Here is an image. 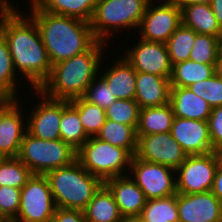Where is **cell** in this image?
<instances>
[{"mask_svg": "<svg viewBox=\"0 0 222 222\" xmlns=\"http://www.w3.org/2000/svg\"><path fill=\"white\" fill-rule=\"evenodd\" d=\"M16 8L13 4L1 16L0 32L8 43L16 73L22 74L32 89H39L49 77L52 65L36 23Z\"/></svg>", "mask_w": 222, "mask_h": 222, "instance_id": "cell-1", "label": "cell"}, {"mask_svg": "<svg viewBox=\"0 0 222 222\" xmlns=\"http://www.w3.org/2000/svg\"><path fill=\"white\" fill-rule=\"evenodd\" d=\"M28 13L36 23L51 65L87 51L97 40L89 22L44 11L30 0Z\"/></svg>", "mask_w": 222, "mask_h": 222, "instance_id": "cell-2", "label": "cell"}, {"mask_svg": "<svg viewBox=\"0 0 222 222\" xmlns=\"http://www.w3.org/2000/svg\"><path fill=\"white\" fill-rule=\"evenodd\" d=\"M96 41L87 51L51 66L47 80L38 89L52 99L72 100L83 97L91 82L99 75L105 45Z\"/></svg>", "mask_w": 222, "mask_h": 222, "instance_id": "cell-3", "label": "cell"}, {"mask_svg": "<svg viewBox=\"0 0 222 222\" xmlns=\"http://www.w3.org/2000/svg\"><path fill=\"white\" fill-rule=\"evenodd\" d=\"M56 207L84 210L94 194L104 184L91 175L75 160L69 166L57 168L45 174Z\"/></svg>", "mask_w": 222, "mask_h": 222, "instance_id": "cell-4", "label": "cell"}, {"mask_svg": "<svg viewBox=\"0 0 222 222\" xmlns=\"http://www.w3.org/2000/svg\"><path fill=\"white\" fill-rule=\"evenodd\" d=\"M150 1L98 0L89 22L95 39L107 43L119 31L137 30Z\"/></svg>", "mask_w": 222, "mask_h": 222, "instance_id": "cell-5", "label": "cell"}, {"mask_svg": "<svg viewBox=\"0 0 222 222\" xmlns=\"http://www.w3.org/2000/svg\"><path fill=\"white\" fill-rule=\"evenodd\" d=\"M132 157L126 149L96 137H89L76 153V160L81 166L103 182L113 177L127 175Z\"/></svg>", "mask_w": 222, "mask_h": 222, "instance_id": "cell-6", "label": "cell"}, {"mask_svg": "<svg viewBox=\"0 0 222 222\" xmlns=\"http://www.w3.org/2000/svg\"><path fill=\"white\" fill-rule=\"evenodd\" d=\"M77 151L63 140H43L25 132L18 158L32 174L45 175L51 170L69 166Z\"/></svg>", "mask_w": 222, "mask_h": 222, "instance_id": "cell-7", "label": "cell"}, {"mask_svg": "<svg viewBox=\"0 0 222 222\" xmlns=\"http://www.w3.org/2000/svg\"><path fill=\"white\" fill-rule=\"evenodd\" d=\"M220 162L217 151L203 155H187L175 170L177 193L193 194L211 191Z\"/></svg>", "mask_w": 222, "mask_h": 222, "instance_id": "cell-8", "label": "cell"}, {"mask_svg": "<svg viewBox=\"0 0 222 222\" xmlns=\"http://www.w3.org/2000/svg\"><path fill=\"white\" fill-rule=\"evenodd\" d=\"M56 205L45 175L32 174L21 188L20 209L13 222H49Z\"/></svg>", "mask_w": 222, "mask_h": 222, "instance_id": "cell-9", "label": "cell"}, {"mask_svg": "<svg viewBox=\"0 0 222 222\" xmlns=\"http://www.w3.org/2000/svg\"><path fill=\"white\" fill-rule=\"evenodd\" d=\"M153 3H148L137 31L145 41L166 43L182 23L181 7L173 0H160L156 6Z\"/></svg>", "mask_w": 222, "mask_h": 222, "instance_id": "cell-10", "label": "cell"}, {"mask_svg": "<svg viewBox=\"0 0 222 222\" xmlns=\"http://www.w3.org/2000/svg\"><path fill=\"white\" fill-rule=\"evenodd\" d=\"M147 200L177 193L176 173L171 167L132 157L129 173ZM132 175V176H131Z\"/></svg>", "mask_w": 222, "mask_h": 222, "instance_id": "cell-11", "label": "cell"}, {"mask_svg": "<svg viewBox=\"0 0 222 222\" xmlns=\"http://www.w3.org/2000/svg\"><path fill=\"white\" fill-rule=\"evenodd\" d=\"M135 156L143 161L162 164L177 169L187 154L173 138L170 131L150 135H137Z\"/></svg>", "mask_w": 222, "mask_h": 222, "instance_id": "cell-12", "label": "cell"}, {"mask_svg": "<svg viewBox=\"0 0 222 222\" xmlns=\"http://www.w3.org/2000/svg\"><path fill=\"white\" fill-rule=\"evenodd\" d=\"M138 39L137 44H134V47L127 48L122 56L138 72L155 74L170 79L172 64L166 44Z\"/></svg>", "mask_w": 222, "mask_h": 222, "instance_id": "cell-13", "label": "cell"}, {"mask_svg": "<svg viewBox=\"0 0 222 222\" xmlns=\"http://www.w3.org/2000/svg\"><path fill=\"white\" fill-rule=\"evenodd\" d=\"M30 90L32 94L35 91L34 94L40 97L38 98L40 102L33 105L29 117L26 118L27 132L43 140L60 139L61 100L49 98L38 89L30 88Z\"/></svg>", "mask_w": 222, "mask_h": 222, "instance_id": "cell-14", "label": "cell"}, {"mask_svg": "<svg viewBox=\"0 0 222 222\" xmlns=\"http://www.w3.org/2000/svg\"><path fill=\"white\" fill-rule=\"evenodd\" d=\"M179 222H221L222 202L211 192L177 193Z\"/></svg>", "mask_w": 222, "mask_h": 222, "instance_id": "cell-15", "label": "cell"}, {"mask_svg": "<svg viewBox=\"0 0 222 222\" xmlns=\"http://www.w3.org/2000/svg\"><path fill=\"white\" fill-rule=\"evenodd\" d=\"M19 100H8L0 109V152L4 157H17L26 130V118Z\"/></svg>", "mask_w": 222, "mask_h": 222, "instance_id": "cell-16", "label": "cell"}, {"mask_svg": "<svg viewBox=\"0 0 222 222\" xmlns=\"http://www.w3.org/2000/svg\"><path fill=\"white\" fill-rule=\"evenodd\" d=\"M170 133L187 155H203L215 151L207 121L174 117Z\"/></svg>", "mask_w": 222, "mask_h": 222, "instance_id": "cell-17", "label": "cell"}, {"mask_svg": "<svg viewBox=\"0 0 222 222\" xmlns=\"http://www.w3.org/2000/svg\"><path fill=\"white\" fill-rule=\"evenodd\" d=\"M104 185L112 193L123 218L140 216L147 199L129 174L107 179Z\"/></svg>", "mask_w": 222, "mask_h": 222, "instance_id": "cell-18", "label": "cell"}, {"mask_svg": "<svg viewBox=\"0 0 222 222\" xmlns=\"http://www.w3.org/2000/svg\"><path fill=\"white\" fill-rule=\"evenodd\" d=\"M135 101L140 109L170 103V79L136 71Z\"/></svg>", "mask_w": 222, "mask_h": 222, "instance_id": "cell-19", "label": "cell"}, {"mask_svg": "<svg viewBox=\"0 0 222 222\" xmlns=\"http://www.w3.org/2000/svg\"><path fill=\"white\" fill-rule=\"evenodd\" d=\"M107 67L106 71H100V76L106 81L111 92L117 99L135 100L136 94V70L121 55Z\"/></svg>", "mask_w": 222, "mask_h": 222, "instance_id": "cell-20", "label": "cell"}, {"mask_svg": "<svg viewBox=\"0 0 222 222\" xmlns=\"http://www.w3.org/2000/svg\"><path fill=\"white\" fill-rule=\"evenodd\" d=\"M170 104L179 118L207 121L212 112L209 103L188 87H171Z\"/></svg>", "mask_w": 222, "mask_h": 222, "instance_id": "cell-21", "label": "cell"}, {"mask_svg": "<svg viewBox=\"0 0 222 222\" xmlns=\"http://www.w3.org/2000/svg\"><path fill=\"white\" fill-rule=\"evenodd\" d=\"M182 24L197 34L219 37L221 28L210 4H190L181 8Z\"/></svg>", "mask_w": 222, "mask_h": 222, "instance_id": "cell-22", "label": "cell"}, {"mask_svg": "<svg viewBox=\"0 0 222 222\" xmlns=\"http://www.w3.org/2000/svg\"><path fill=\"white\" fill-rule=\"evenodd\" d=\"M83 211L86 222H121L123 220L112 193L104 184Z\"/></svg>", "mask_w": 222, "mask_h": 222, "instance_id": "cell-23", "label": "cell"}, {"mask_svg": "<svg viewBox=\"0 0 222 222\" xmlns=\"http://www.w3.org/2000/svg\"><path fill=\"white\" fill-rule=\"evenodd\" d=\"M174 112L170 103L140 109L137 135L166 133L171 130Z\"/></svg>", "mask_w": 222, "mask_h": 222, "instance_id": "cell-24", "label": "cell"}, {"mask_svg": "<svg viewBox=\"0 0 222 222\" xmlns=\"http://www.w3.org/2000/svg\"><path fill=\"white\" fill-rule=\"evenodd\" d=\"M44 11L90 22L98 0H34Z\"/></svg>", "mask_w": 222, "mask_h": 222, "instance_id": "cell-25", "label": "cell"}, {"mask_svg": "<svg viewBox=\"0 0 222 222\" xmlns=\"http://www.w3.org/2000/svg\"><path fill=\"white\" fill-rule=\"evenodd\" d=\"M60 139L76 151L89 138L80 121L79 113L69 104L61 100Z\"/></svg>", "mask_w": 222, "mask_h": 222, "instance_id": "cell-26", "label": "cell"}, {"mask_svg": "<svg viewBox=\"0 0 222 222\" xmlns=\"http://www.w3.org/2000/svg\"><path fill=\"white\" fill-rule=\"evenodd\" d=\"M214 66L192 60L174 64L170 78L171 87H189L196 82L209 79L215 74Z\"/></svg>", "mask_w": 222, "mask_h": 222, "instance_id": "cell-27", "label": "cell"}, {"mask_svg": "<svg viewBox=\"0 0 222 222\" xmlns=\"http://www.w3.org/2000/svg\"><path fill=\"white\" fill-rule=\"evenodd\" d=\"M96 138L126 149L132 156L137 151V134L136 129L131 125H125L118 122L106 120L100 129Z\"/></svg>", "mask_w": 222, "mask_h": 222, "instance_id": "cell-28", "label": "cell"}, {"mask_svg": "<svg viewBox=\"0 0 222 222\" xmlns=\"http://www.w3.org/2000/svg\"><path fill=\"white\" fill-rule=\"evenodd\" d=\"M139 217L144 222H179L177 193L147 200Z\"/></svg>", "mask_w": 222, "mask_h": 222, "instance_id": "cell-29", "label": "cell"}, {"mask_svg": "<svg viewBox=\"0 0 222 222\" xmlns=\"http://www.w3.org/2000/svg\"><path fill=\"white\" fill-rule=\"evenodd\" d=\"M17 75L8 43L0 32V93L8 100H19Z\"/></svg>", "mask_w": 222, "mask_h": 222, "instance_id": "cell-30", "label": "cell"}, {"mask_svg": "<svg viewBox=\"0 0 222 222\" xmlns=\"http://www.w3.org/2000/svg\"><path fill=\"white\" fill-rule=\"evenodd\" d=\"M69 104L79 113L80 121L88 137H96L106 122L105 110L90 103L84 97L75 98Z\"/></svg>", "mask_w": 222, "mask_h": 222, "instance_id": "cell-31", "label": "cell"}, {"mask_svg": "<svg viewBox=\"0 0 222 222\" xmlns=\"http://www.w3.org/2000/svg\"><path fill=\"white\" fill-rule=\"evenodd\" d=\"M197 33L182 23L165 43L172 66L189 60Z\"/></svg>", "mask_w": 222, "mask_h": 222, "instance_id": "cell-32", "label": "cell"}, {"mask_svg": "<svg viewBox=\"0 0 222 222\" xmlns=\"http://www.w3.org/2000/svg\"><path fill=\"white\" fill-rule=\"evenodd\" d=\"M32 176L30 169L18 157L0 161V186L22 188Z\"/></svg>", "mask_w": 222, "mask_h": 222, "instance_id": "cell-33", "label": "cell"}, {"mask_svg": "<svg viewBox=\"0 0 222 222\" xmlns=\"http://www.w3.org/2000/svg\"><path fill=\"white\" fill-rule=\"evenodd\" d=\"M139 104L135 100L117 99L105 109L106 119L137 129L139 121Z\"/></svg>", "mask_w": 222, "mask_h": 222, "instance_id": "cell-34", "label": "cell"}, {"mask_svg": "<svg viewBox=\"0 0 222 222\" xmlns=\"http://www.w3.org/2000/svg\"><path fill=\"white\" fill-rule=\"evenodd\" d=\"M218 38L211 35L197 34L189 60L215 65L220 49Z\"/></svg>", "mask_w": 222, "mask_h": 222, "instance_id": "cell-35", "label": "cell"}, {"mask_svg": "<svg viewBox=\"0 0 222 222\" xmlns=\"http://www.w3.org/2000/svg\"><path fill=\"white\" fill-rule=\"evenodd\" d=\"M188 88L206 100L212 108L222 106V79L216 74L209 79L196 82Z\"/></svg>", "mask_w": 222, "mask_h": 222, "instance_id": "cell-36", "label": "cell"}, {"mask_svg": "<svg viewBox=\"0 0 222 222\" xmlns=\"http://www.w3.org/2000/svg\"><path fill=\"white\" fill-rule=\"evenodd\" d=\"M83 97L104 110L117 100L100 74L88 86Z\"/></svg>", "mask_w": 222, "mask_h": 222, "instance_id": "cell-37", "label": "cell"}, {"mask_svg": "<svg viewBox=\"0 0 222 222\" xmlns=\"http://www.w3.org/2000/svg\"><path fill=\"white\" fill-rule=\"evenodd\" d=\"M21 189L11 186H0V216L13 222L20 209Z\"/></svg>", "mask_w": 222, "mask_h": 222, "instance_id": "cell-38", "label": "cell"}, {"mask_svg": "<svg viewBox=\"0 0 222 222\" xmlns=\"http://www.w3.org/2000/svg\"><path fill=\"white\" fill-rule=\"evenodd\" d=\"M207 122L212 147L217 151L222 146V106L212 108Z\"/></svg>", "mask_w": 222, "mask_h": 222, "instance_id": "cell-39", "label": "cell"}, {"mask_svg": "<svg viewBox=\"0 0 222 222\" xmlns=\"http://www.w3.org/2000/svg\"><path fill=\"white\" fill-rule=\"evenodd\" d=\"M49 222H86V218L83 210L56 207Z\"/></svg>", "mask_w": 222, "mask_h": 222, "instance_id": "cell-40", "label": "cell"}, {"mask_svg": "<svg viewBox=\"0 0 222 222\" xmlns=\"http://www.w3.org/2000/svg\"><path fill=\"white\" fill-rule=\"evenodd\" d=\"M211 192L222 202V162L216 170Z\"/></svg>", "mask_w": 222, "mask_h": 222, "instance_id": "cell-41", "label": "cell"}, {"mask_svg": "<svg viewBox=\"0 0 222 222\" xmlns=\"http://www.w3.org/2000/svg\"><path fill=\"white\" fill-rule=\"evenodd\" d=\"M210 6L217 19L218 25L222 28V0H211Z\"/></svg>", "mask_w": 222, "mask_h": 222, "instance_id": "cell-42", "label": "cell"}, {"mask_svg": "<svg viewBox=\"0 0 222 222\" xmlns=\"http://www.w3.org/2000/svg\"><path fill=\"white\" fill-rule=\"evenodd\" d=\"M175 3H177L181 8L184 5H190V4H210L211 0H173Z\"/></svg>", "mask_w": 222, "mask_h": 222, "instance_id": "cell-43", "label": "cell"}, {"mask_svg": "<svg viewBox=\"0 0 222 222\" xmlns=\"http://www.w3.org/2000/svg\"><path fill=\"white\" fill-rule=\"evenodd\" d=\"M215 74L222 79V50L219 49L217 59L215 62Z\"/></svg>", "mask_w": 222, "mask_h": 222, "instance_id": "cell-44", "label": "cell"}, {"mask_svg": "<svg viewBox=\"0 0 222 222\" xmlns=\"http://www.w3.org/2000/svg\"><path fill=\"white\" fill-rule=\"evenodd\" d=\"M13 3H0V19L1 16L12 6Z\"/></svg>", "mask_w": 222, "mask_h": 222, "instance_id": "cell-45", "label": "cell"}, {"mask_svg": "<svg viewBox=\"0 0 222 222\" xmlns=\"http://www.w3.org/2000/svg\"><path fill=\"white\" fill-rule=\"evenodd\" d=\"M121 222H144L140 217H127L123 218Z\"/></svg>", "mask_w": 222, "mask_h": 222, "instance_id": "cell-46", "label": "cell"}, {"mask_svg": "<svg viewBox=\"0 0 222 222\" xmlns=\"http://www.w3.org/2000/svg\"><path fill=\"white\" fill-rule=\"evenodd\" d=\"M8 101V99L0 93V109L4 106V104Z\"/></svg>", "mask_w": 222, "mask_h": 222, "instance_id": "cell-47", "label": "cell"}, {"mask_svg": "<svg viewBox=\"0 0 222 222\" xmlns=\"http://www.w3.org/2000/svg\"><path fill=\"white\" fill-rule=\"evenodd\" d=\"M218 40H219L220 50H222V28H221V32H220V36H219Z\"/></svg>", "mask_w": 222, "mask_h": 222, "instance_id": "cell-48", "label": "cell"}, {"mask_svg": "<svg viewBox=\"0 0 222 222\" xmlns=\"http://www.w3.org/2000/svg\"><path fill=\"white\" fill-rule=\"evenodd\" d=\"M217 153L219 155V159L221 160L222 162V146L217 150Z\"/></svg>", "mask_w": 222, "mask_h": 222, "instance_id": "cell-49", "label": "cell"}, {"mask_svg": "<svg viewBox=\"0 0 222 222\" xmlns=\"http://www.w3.org/2000/svg\"><path fill=\"white\" fill-rule=\"evenodd\" d=\"M0 3H11V1L9 2V0H0Z\"/></svg>", "mask_w": 222, "mask_h": 222, "instance_id": "cell-50", "label": "cell"}, {"mask_svg": "<svg viewBox=\"0 0 222 222\" xmlns=\"http://www.w3.org/2000/svg\"><path fill=\"white\" fill-rule=\"evenodd\" d=\"M0 222H8V221L0 216Z\"/></svg>", "mask_w": 222, "mask_h": 222, "instance_id": "cell-51", "label": "cell"}, {"mask_svg": "<svg viewBox=\"0 0 222 222\" xmlns=\"http://www.w3.org/2000/svg\"><path fill=\"white\" fill-rule=\"evenodd\" d=\"M5 157L0 152V161L3 160Z\"/></svg>", "mask_w": 222, "mask_h": 222, "instance_id": "cell-52", "label": "cell"}]
</instances>
